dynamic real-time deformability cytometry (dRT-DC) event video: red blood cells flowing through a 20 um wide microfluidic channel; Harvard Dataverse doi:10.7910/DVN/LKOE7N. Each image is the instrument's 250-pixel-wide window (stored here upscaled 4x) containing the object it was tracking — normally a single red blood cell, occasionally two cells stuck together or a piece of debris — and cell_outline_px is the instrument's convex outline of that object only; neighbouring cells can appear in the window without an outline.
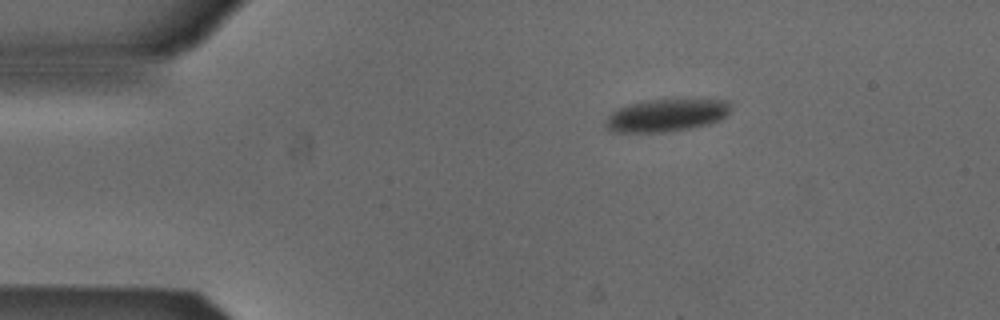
{"species": "Egyptian fruit bat (a non-hibernating species)", "species_latin": "Rousettus aegyptiacus", "temperature_condition": "cold", "stored_images_in_passage": 2, "camera_frame_rate_fps": 3000, "um_per_image_px": 0.085, "animal": {"sex": "male"}, "frame": {"image": 1, "passage_image": 1, "time_ms": 0.0, "image_size_px": [1000, 320], "cell_outline_px": [[728, 112], [720, 120], [708, 124], [692, 128], [664, 132], [612, 132], [604, 124], [604, 120], [612, 112], [628, 104], [644, 100], [728, 100]], "centroid_in_image_um": [56.58, 9.81], "position_along_channel_um": 28.4, "area_um2": 23.47}}